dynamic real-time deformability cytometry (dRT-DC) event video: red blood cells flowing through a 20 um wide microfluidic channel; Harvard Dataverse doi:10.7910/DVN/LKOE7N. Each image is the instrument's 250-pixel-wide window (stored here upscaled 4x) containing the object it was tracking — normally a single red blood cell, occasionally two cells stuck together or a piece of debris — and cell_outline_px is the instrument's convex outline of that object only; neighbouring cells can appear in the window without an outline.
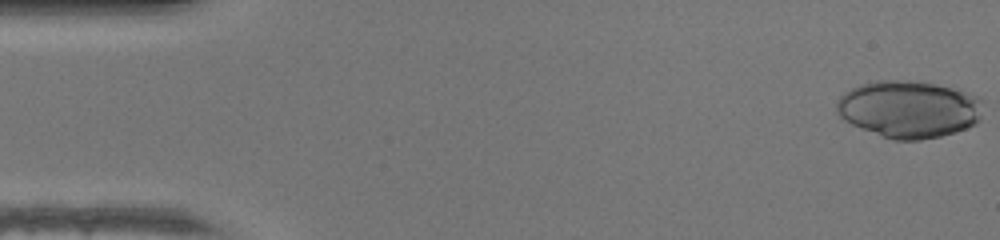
{"species": "human", "species_latin": "Homo sapiens", "temperature_condition": "warm", "stored_images_in_passage": 9, "camera_frame_rate_fps": 3000, "um_per_image_px": 0.085, "donor": {"sex": "female"}, "frame": {"image": 1, "passage_image": 1, "time_ms": 0.0, "image_size_px": [1000, 240], "cell_outline_px": [[984, 100], [980, 120], [976, 124], [956, 132], [940, 136], [920, 140], [892, 140], [860, 128], [844, 120], [836, 112], [836, 100], [844, 92], [860, 84], [876, 80], [924, 80], [980, 96]], "centroid_in_image_um": [77.28, 9.26], "position_along_channel_um": 7.7, "area_um2": 49.59}}